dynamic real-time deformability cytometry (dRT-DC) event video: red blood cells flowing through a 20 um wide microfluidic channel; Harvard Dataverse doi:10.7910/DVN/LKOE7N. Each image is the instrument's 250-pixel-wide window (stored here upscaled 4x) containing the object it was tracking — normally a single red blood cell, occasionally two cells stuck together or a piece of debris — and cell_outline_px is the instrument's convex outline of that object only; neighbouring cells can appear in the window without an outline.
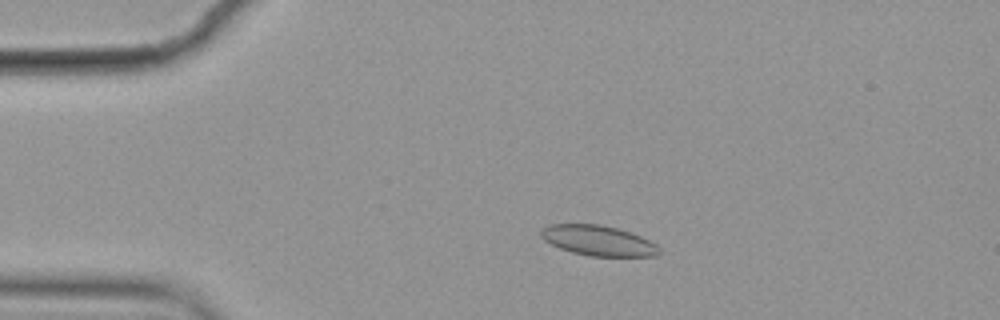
{"species": "common noctule bat (a hibernating species)", "species_latin": "Nyctalus noctula", "temperature_condition": "cold", "stored_images_in_passage": 9, "camera_frame_rate_fps": 3000, "um_per_image_px": 0.085, "animal": {"sex": "female", "body_mass_g": 19.9}, "frame": {"image": 1, "passage_image": 3, "time_ms": 0.667, "image_size_px": [1000, 320], "cell_outline_px": [[660, 252], [656, 256], [588, 256], [572, 252], [560, 248], [544, 240], [540, 236], [540, 228], [552, 224], [600, 224], [616, 228], [640, 236], [656, 244], [660, 248]], "centroid_in_image_um": [50.82, 20.45], "position_along_channel_um": 34.2, "area_um2": 20.75}}
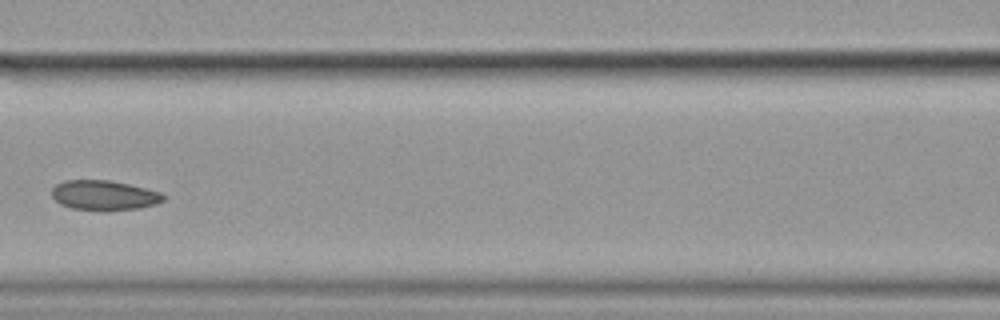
{"frame": {"image": 2, "passage_image": 7, "time_ms": 2.0, "image_size_px": [1000, 320], "cell_outline_px": [[164, 200], [156, 204], [140, 208], [104, 212], [100, 212], [72, 208], [60, 204], [52, 196], [52, 188], [56, 184], [64, 180], [108, 180], [128, 184], [160, 192], [164, 196]], "centroid_in_image_um": [8.83, 16.62], "position_along_channel_um": 157.8, "area_um2": 19.65}}
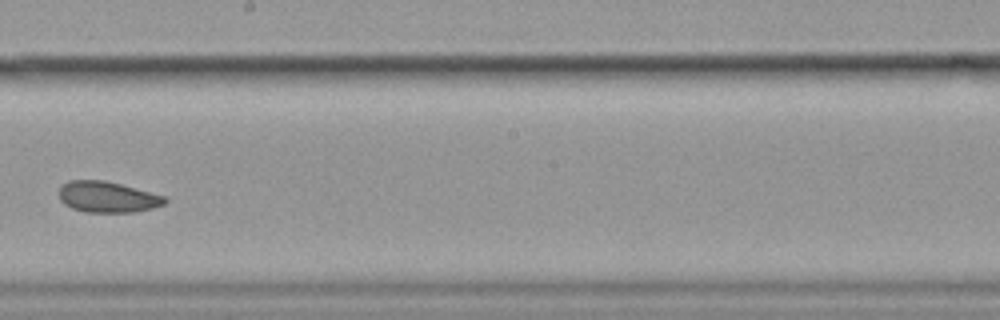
{"frame": {"image": 3, "passage_image": 9, "time_ms": 2.667, "image_size_px": [1000, 320], "cell_outline_px": [[168, 200], [164, 204], [152, 208], [136, 212], [84, 212], [72, 208], [64, 204], [60, 200], [60, 188], [68, 180], [104, 180], [120, 184], [164, 196]], "centroid_in_image_um": [9.12, 16.75], "position_along_channel_um": 239.1, "area_um2": 18.96}}